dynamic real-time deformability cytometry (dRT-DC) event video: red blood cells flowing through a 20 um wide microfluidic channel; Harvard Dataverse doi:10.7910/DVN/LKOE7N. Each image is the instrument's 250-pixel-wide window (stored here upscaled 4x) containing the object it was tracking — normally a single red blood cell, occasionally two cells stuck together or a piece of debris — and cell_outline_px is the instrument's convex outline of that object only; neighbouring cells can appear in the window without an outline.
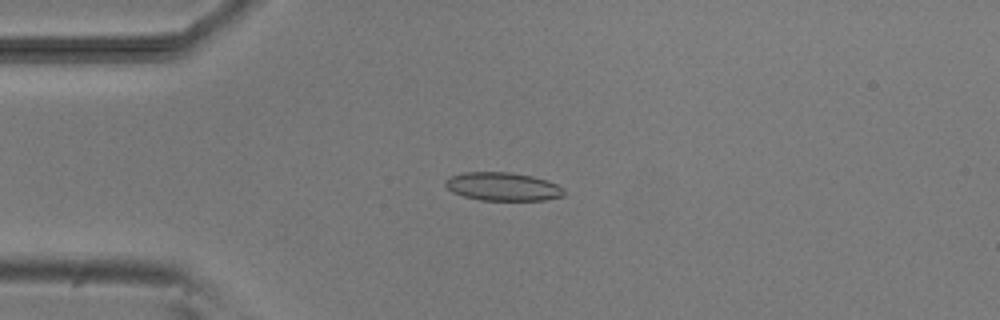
{"species": "common noctule bat (a hibernating species)", "species_latin": "Nyctalus noctula", "temperature_condition": "room temperature", "stored_images_in_passage": 53, "camera_frame_rate_fps": 3000, "um_per_image_px": 0.085, "animal": {"sex": "male", "body_mass_g": 20.5, "forearm_length_mm": 52.5}, "frame": {"image": 1, "passage_image": 13, "time_ms": 4.0, "image_size_px": [1000, 320], "cell_outline_px": [[564, 196], [544, 200], [480, 200], [464, 196], [452, 192], [444, 184], [444, 180], [448, 176], [464, 172], [512, 172], [532, 176], [556, 184], [564, 188]], "centroid_in_image_um": [42.7, 15.85], "position_along_channel_um": 42.3, "area_um2": 19.65}}
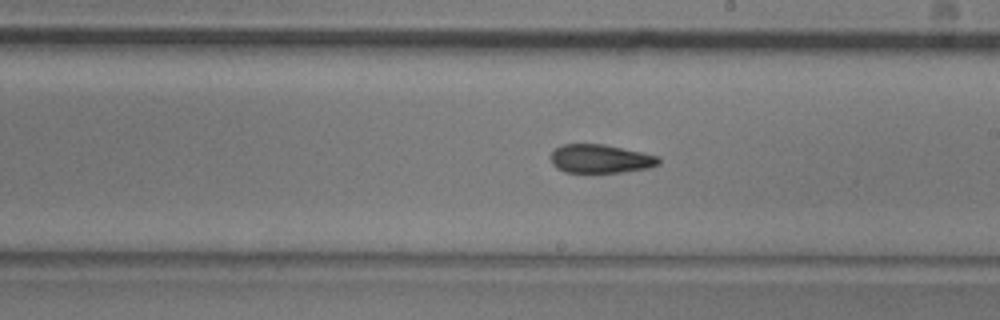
{"frame": {"image": 2, "passage_image": 30, "time_ms": 9.667, "image_size_px": [1000, 320], "cell_outline_px": [[660, 164], [648, 168], [624, 172], [564, 172], [556, 168], [552, 164], [552, 152], [556, 148], [564, 144], [604, 144], [660, 156]], "centroid_in_image_um": [51.07, 13.5], "position_along_channel_um": 237.9, "area_um2": 17.98}}
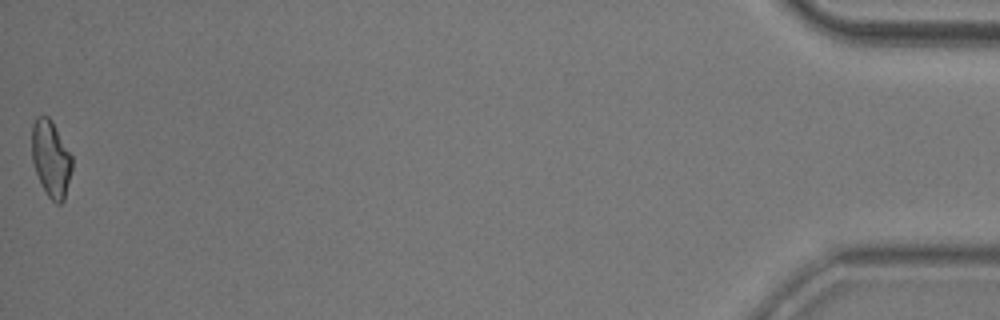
{"frame": {"image": 3, "passage_image": 53, "time_ms": 17.333, "image_size_px": [1000, 320], "cell_outline_px": [[72, 168], [64, 200], [60, 204], [56, 204], [48, 196], [40, 184], [32, 160], [32, 124], [36, 116], [48, 116], [52, 120], [72, 156]], "centroid_in_image_um": [4.32, 13.48], "position_along_channel_um": 430.9, "area_um2": 17.98}, "authors_computed_cell_mechanics": {"area_um2": 18.785, "velocity_mm_per_s": 3.8072, "shape_relaxation_time_tau1_ms": 6.6861, "shape_relaxation_time_tau2_ms": 3.3685, "deformation_change_tau1": 0.1356, "deformation_change_tau2": 0.1171}}